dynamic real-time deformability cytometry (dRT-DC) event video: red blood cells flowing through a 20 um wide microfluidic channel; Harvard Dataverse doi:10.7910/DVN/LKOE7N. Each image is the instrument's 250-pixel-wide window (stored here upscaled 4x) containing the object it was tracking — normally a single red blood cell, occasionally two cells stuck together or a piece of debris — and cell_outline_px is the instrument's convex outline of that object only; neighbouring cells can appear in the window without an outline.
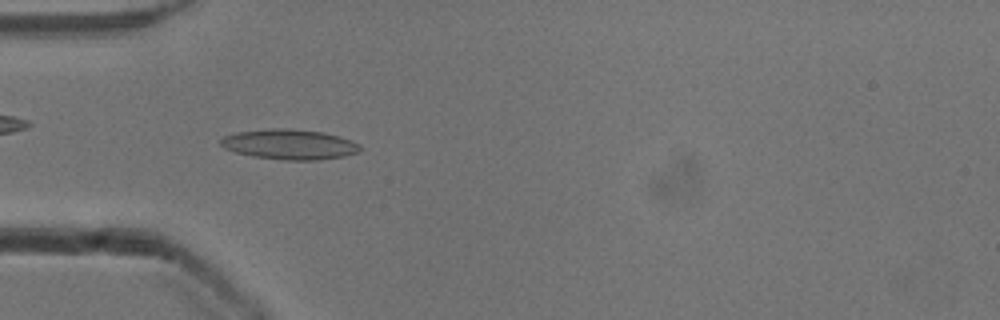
{"species": "common noctule bat (a hibernating species)", "species_latin": "Nyctalus noctula", "temperature_condition": "cold", "stored_images_in_passage": 51, "camera_frame_rate_fps": 3000, "um_per_image_px": 0.085, "animal": {"sex": "male", "body_mass_g": 13.3}, "frame": {"image": 1, "passage_image": 15, "time_ms": 4.667, "image_size_px": [1000, 320], "cell_outline_px": [[364, 148], [360, 152], [344, 156], [320, 160], [280, 160], [252, 156], [236, 152], [224, 148], [220, 144], [220, 140], [224, 136], [236, 132], [268, 128], [288, 128], [324, 132], [340, 136], [352, 140], [360, 144]], "centroid_in_image_um": [24.65, 12.27], "position_along_channel_um": 60.3, "area_um2": 24.91}}
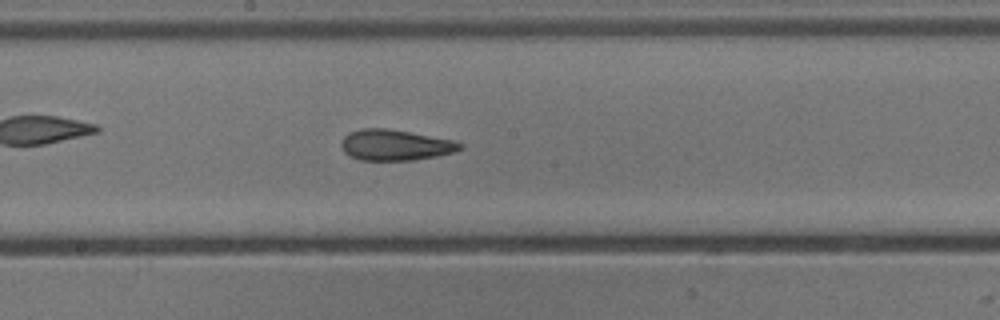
{"frame": {"image": 2, "passage_image": 27, "time_ms": 8.667, "image_size_px": [1000, 320], "cell_outline_px": [[464, 148], [456, 152], [436, 156], [412, 160], [360, 160], [348, 156], [344, 152], [340, 144], [344, 136], [348, 132], [360, 128], [388, 128], [456, 140], [464, 144]], "centroid_in_image_um": [33.61, 12.32], "position_along_channel_um": 214.6, "area_um2": 21.73}}
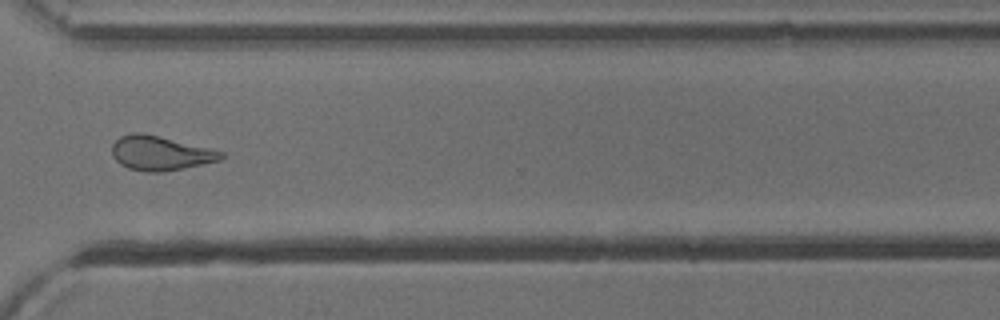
{"frame": {"image": 3, "passage_image": 38, "time_ms": 12.333, "image_size_px": [1000, 320], "cell_outline_px": [[224, 156], [220, 160], [184, 168], [164, 172], [148, 172], [128, 168], [120, 164], [112, 156], [112, 144], [120, 136], [132, 132], [140, 132], [160, 136], [224, 152]], "centroid_in_image_um": [13.59, 13.02], "position_along_channel_um": 357.0, "area_um2": 21.79}, "authors_computed_cell_mechanics": {"area_um2": 21.964, "velocity_mm_per_s": 3.8979, "shape_relaxation_time_tau1_ms": null, "shape_relaxation_time_tau2_ms": 2.4932, "deformation_change_tau1": null, "deformation_change_tau2": 0.0976}}